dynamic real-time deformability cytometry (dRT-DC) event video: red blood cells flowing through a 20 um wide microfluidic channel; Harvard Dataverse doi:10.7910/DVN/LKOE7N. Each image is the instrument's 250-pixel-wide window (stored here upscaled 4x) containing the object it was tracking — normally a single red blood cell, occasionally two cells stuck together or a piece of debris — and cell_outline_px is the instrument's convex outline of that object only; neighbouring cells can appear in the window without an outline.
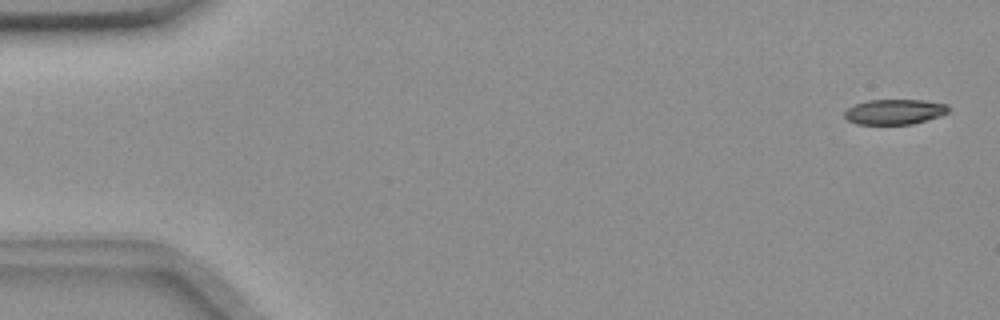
{"species": "common noctule bat (a hibernating species)", "species_latin": "Nyctalus noctula", "temperature_condition": "room temperature", "stored_images_in_passage": 56, "camera_frame_rate_fps": 3000, "um_per_image_px": 0.085, "animal": {"sex": "female", "body_mass_g": 18.4}, "frame": {"image": 1, "passage_image": 2, "time_ms": 0.333, "image_size_px": [1000, 320], "cell_outline_px": [[952, 108], [948, 112], [940, 116], [912, 124], [856, 124], [848, 120], [844, 116], [844, 112], [848, 108], [856, 104], [868, 100], [924, 100], [948, 104]], "centroid_in_image_um": [76.08, 9.5], "position_along_channel_um": 8.9, "area_um2": 15.32}}
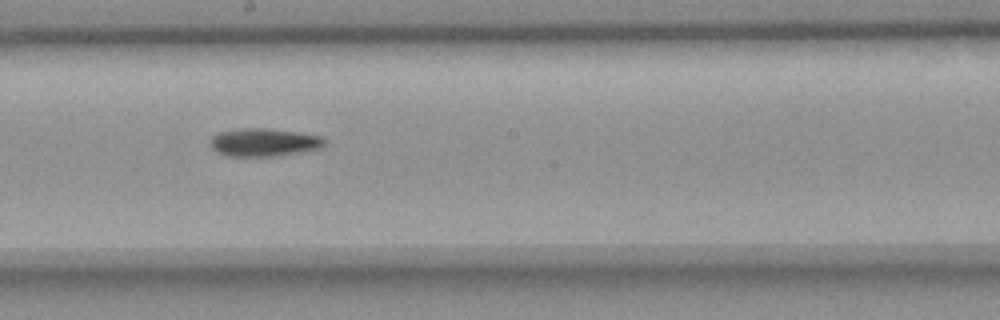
{"frame": {"image": 2, "passage_image": 31, "time_ms": 10.0, "image_size_px": [1000, 320], "cell_outline_px": [[324, 144], [320, 148], [276, 156], [228, 156], [216, 152], [208, 144], [208, 140], [216, 132], [240, 128], [268, 128], [296, 132], [320, 136], [324, 140]], "centroid_in_image_um": [22.32, 12.09], "position_along_channel_um": 225.9, "area_um2": 18.73}}
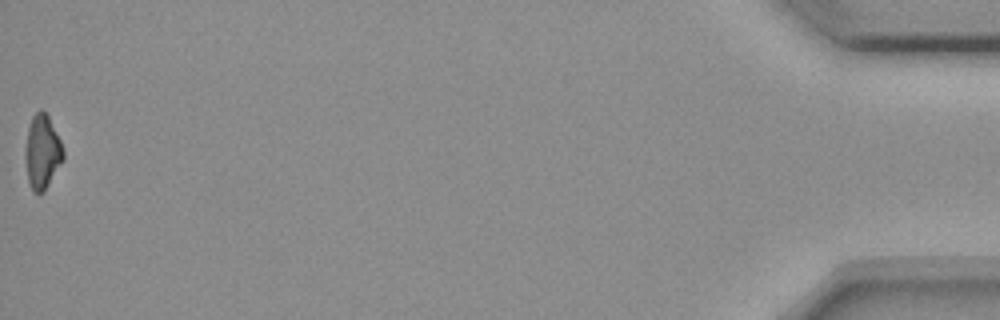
{"frame": {"image": 3, "passage_image": 56, "time_ms": 18.333, "image_size_px": [1000, 320], "cell_outline_px": [[64, 160], [44, 192], [32, 192], [28, 180], [28, 128], [32, 116], [40, 108], [48, 116], [64, 148]], "centroid_in_image_um": [3.66, 12.92], "position_along_channel_um": 431.5, "area_um2": 15.72}}